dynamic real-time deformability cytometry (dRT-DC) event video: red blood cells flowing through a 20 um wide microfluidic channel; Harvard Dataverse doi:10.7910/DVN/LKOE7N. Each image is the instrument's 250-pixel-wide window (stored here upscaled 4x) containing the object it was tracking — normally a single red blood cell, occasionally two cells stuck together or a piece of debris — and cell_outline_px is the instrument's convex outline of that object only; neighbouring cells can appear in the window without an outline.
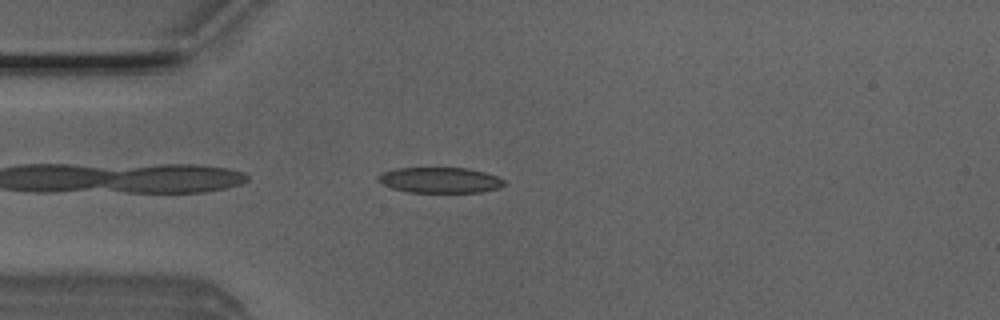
{"species": "Egyptian fruit bat (a non-hibernating species)", "species_latin": "Rousettus aegyptiacus", "temperature_condition": "room temperature", "stored_images_in_passage": 39, "camera_frame_rate_fps": 3000, "um_per_image_px": 0.085, "animal": {"sex": "male"}, "frame": {"image": 1, "passage_image": 2, "time_ms": 0.333, "image_size_px": [1000, 320], "cell_outline_px": [[508, 184], [500, 188], [480, 192], [408, 192], [392, 188], [376, 180], [376, 176], [380, 172], [396, 168], [468, 168], [484, 172], [496, 176], [504, 180]], "centroid_in_image_um": [37.39, 15.31], "position_along_channel_um": 47.6, "area_um2": 18.96}}
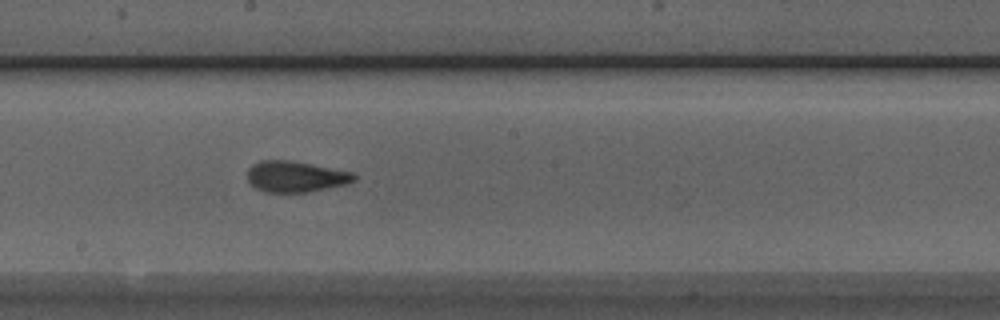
{"frame": {"image": 2, "passage_image": 16, "time_ms": 5.0, "image_size_px": [1000, 320], "cell_outline_px": [[356, 180], [348, 184], [308, 192], [264, 192], [256, 188], [248, 180], [248, 168], [252, 164], [260, 160], [288, 160], [312, 164], [352, 172], [356, 176]], "centroid_in_image_um": [25.13, 15.01], "position_along_channel_um": 223.1, "area_um2": 19.31}}
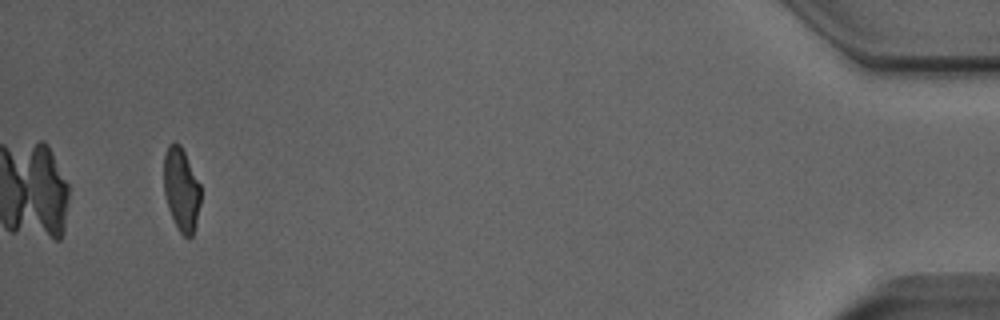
{"frame": {"image": 3, "passage_image": 37, "time_ms": 12.0, "image_size_px": [1000, 320], "cell_outline_px": [[200, 204], [196, 224], [192, 236], [188, 240], [180, 232], [168, 208], [164, 192], [164, 156], [168, 144], [176, 140], [180, 144], [200, 184]], "centroid_in_image_um": [15.41, 16.09], "position_along_channel_um": 419.8, "area_um2": 17.86}, "authors_computed_cell_mechanics": {"area_um2": 19.1896, "velocity_mm_per_s": 4.0076, "shape_relaxation_time_tau1_ms": 4.0875, "shape_relaxation_time_tau2_ms": 1.1798, "deformation_change_tau1": 0.1797, "deformation_change_tau2": 0.0992}}